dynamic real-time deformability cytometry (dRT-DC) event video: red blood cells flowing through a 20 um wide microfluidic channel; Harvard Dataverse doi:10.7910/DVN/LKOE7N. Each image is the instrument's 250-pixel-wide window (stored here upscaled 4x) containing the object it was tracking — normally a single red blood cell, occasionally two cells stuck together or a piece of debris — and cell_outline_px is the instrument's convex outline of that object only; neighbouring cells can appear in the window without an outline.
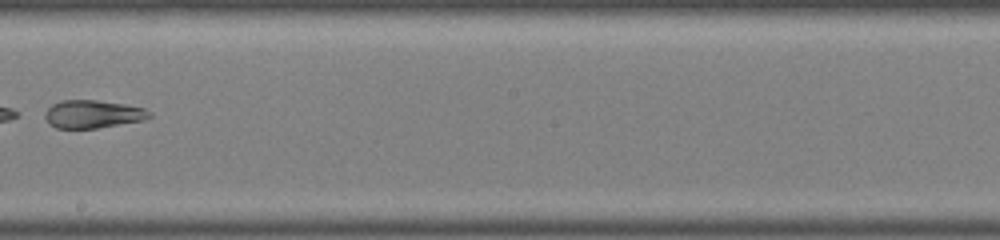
{"species": "common noctule bat (a hibernating species)", "species_latin": "Nyctalus noctula", "temperature_condition": "warm", "stored_images_in_passage": 37, "segment_of_instrument_passage": [2, 2], "camera_frame_rate_fps": 3000, "um_per_image_px": 0.085, "animal": {"sex": "male", "body_mass_g": 19.0, "forearm_length_mm": 50.8}, "frame": {"image": 1, "passage_image": 22, "time_ms": 7.0, "image_size_px": [1000, 240], "cell_outline_px": [[152, 116], [144, 120], [96, 128], [56, 128], [48, 124], [44, 116], [44, 112], [52, 104], [60, 100], [96, 100], [124, 104], [144, 108], [152, 112]], "centroid_in_image_um": [7.87, 9.7], "position_along_channel_um": 240.3, "area_um2": 17.11}}